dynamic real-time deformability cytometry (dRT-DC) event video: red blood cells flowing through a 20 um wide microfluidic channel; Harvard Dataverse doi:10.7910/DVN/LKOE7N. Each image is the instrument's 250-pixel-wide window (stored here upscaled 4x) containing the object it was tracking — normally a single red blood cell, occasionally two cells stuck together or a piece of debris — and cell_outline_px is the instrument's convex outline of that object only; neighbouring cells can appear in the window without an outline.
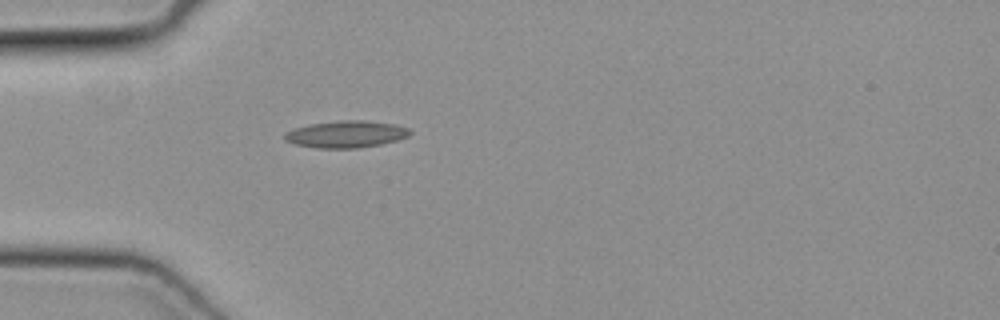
{"species": "common noctule bat (a hibernating species)", "species_latin": "Nyctalus noctula", "temperature_condition": "cold", "stored_images_in_passage": 36, "camera_frame_rate_fps": 3000, "um_per_image_px": 0.085, "animal": {"sex": "female", "body_mass_g": 19.3, "forearm_length_mm": 54.1}, "frame": {"image": 1, "passage_image": 1, "time_ms": 0.0, "image_size_px": [1000, 320], "cell_outline_px": [[412, 132], [408, 136], [396, 140], [380, 144], [356, 148], [316, 148], [296, 144], [284, 140], [284, 132], [292, 128], [308, 124], [340, 120], [364, 120], [396, 124], [408, 128]], "centroid_in_image_um": [29.38, 11.39], "position_along_channel_um": 55.6, "area_um2": 19.77}}
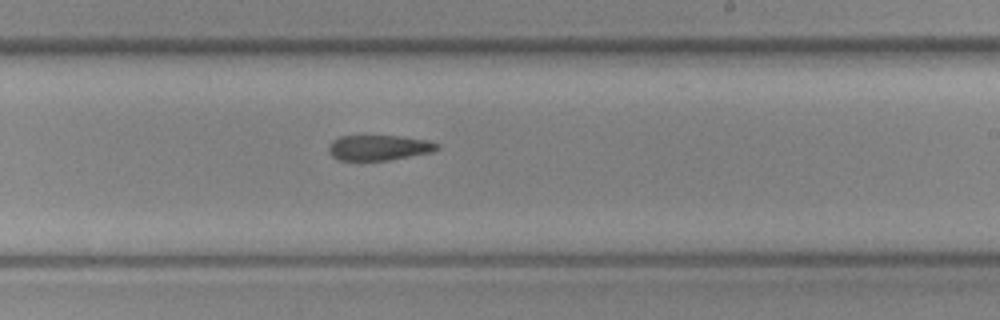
{"frame": {"image": 2, "passage_image": 16, "time_ms": 5.0, "image_size_px": [1000, 320], "cell_outline_px": [[440, 148], [432, 152], [388, 160], [360, 164], [340, 160], [332, 156], [328, 152], [328, 144], [332, 140], [340, 136], [400, 136], [428, 140], [440, 144]], "centroid_in_image_um": [32.15, 12.59], "position_along_channel_um": 256.9, "area_um2": 16.76}}
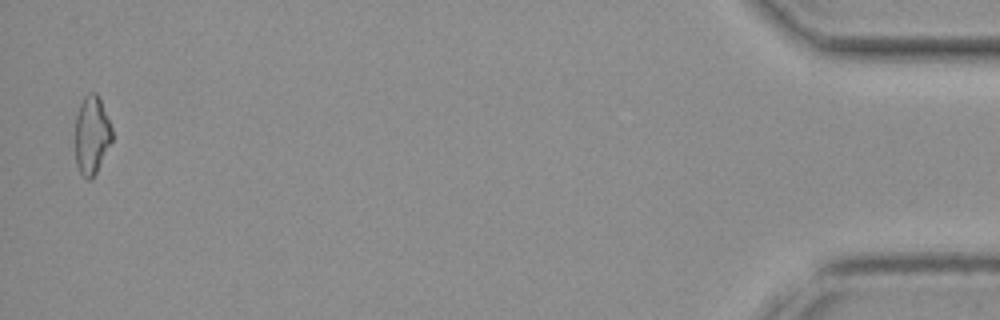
{"frame": {"image": 3, "passage_image": 35, "time_ms": 11.333, "image_size_px": [1000, 320], "cell_outline_px": [[112, 140], [96, 172], [88, 180], [80, 172], [76, 164], [76, 116], [80, 104], [84, 96], [88, 92], [96, 92], [100, 100], [112, 128]], "centroid_in_image_um": [7.79, 11.45], "position_along_channel_um": 427.4, "area_um2": 16.47}}